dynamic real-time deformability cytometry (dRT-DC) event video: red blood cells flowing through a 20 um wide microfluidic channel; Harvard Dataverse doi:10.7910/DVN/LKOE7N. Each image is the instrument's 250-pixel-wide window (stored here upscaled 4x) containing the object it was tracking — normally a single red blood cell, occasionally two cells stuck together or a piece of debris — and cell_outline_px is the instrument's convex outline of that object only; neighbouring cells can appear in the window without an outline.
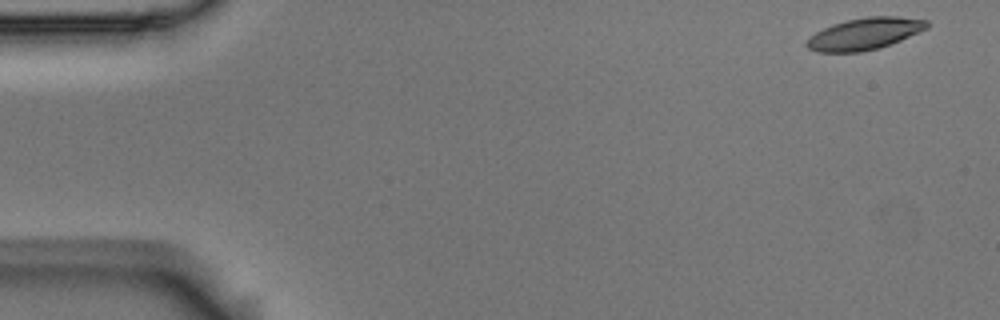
{"species": "Egyptian fruit bat (a non-hibernating species)", "species_latin": "Rousettus aegyptiacus", "temperature_condition": "room temperature", "stored_images_in_passage": 5, "camera_frame_rate_fps": 3000, "um_per_image_px": 0.085, "animal": {"sex": "male"}, "frame": {"image": 1, "passage_image": 1, "time_ms": 0.0, "image_size_px": [1000, 320], "cell_outline_px": [[928, 28], [900, 40], [880, 48], [860, 52], [816, 52], [808, 48], [804, 44], [816, 32], [832, 24], [844, 20], [868, 16], [900, 16], [928, 20]], "centroid_in_image_um": [73.5, 2.86], "position_along_channel_um": 11.5, "area_um2": 22.31}}
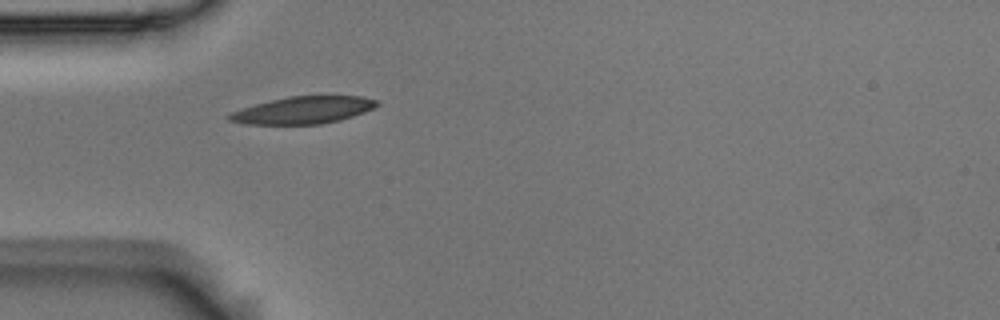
{"frame": {"image": 2, "passage_image": 5, "time_ms": 1.333, "image_size_px": [1000, 320], "cell_outline_px": [[380, 104], [364, 112], [340, 120], [320, 124], [244, 124], [228, 120], [228, 116], [232, 112], [240, 108], [288, 96], [364, 96], [376, 100]], "centroid_in_image_um": [25.77, 9.36], "position_along_channel_um": 59.2, "area_um2": 23.24}}